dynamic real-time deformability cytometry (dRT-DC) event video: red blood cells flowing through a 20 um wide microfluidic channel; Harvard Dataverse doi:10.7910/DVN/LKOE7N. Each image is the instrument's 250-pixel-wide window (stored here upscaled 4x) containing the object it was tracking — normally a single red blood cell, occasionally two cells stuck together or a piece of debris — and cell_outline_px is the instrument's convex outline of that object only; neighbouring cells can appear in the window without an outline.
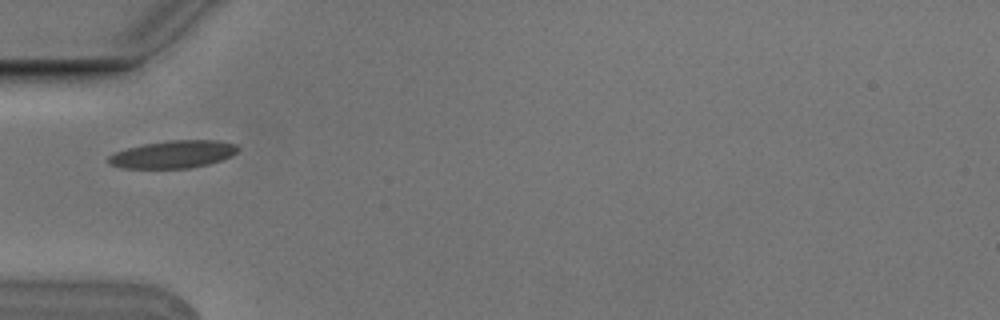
{"species": "Egyptian fruit bat (a non-hibernating species)", "species_latin": "Rousettus aegyptiacus", "temperature_condition": "cold", "stored_images_in_passage": 6, "camera_frame_rate_fps": 3000, "um_per_image_px": 0.085, "animal": {"sex": "male"}, "frame": {"image": 1, "passage_image": 3, "time_ms": 0.667, "image_size_px": [1000, 320], "cell_outline_px": [[240, 148], [232, 156], [208, 164], [192, 168], [124, 168], [108, 164], [108, 156], [116, 152], [128, 148], [144, 144], [172, 140], [220, 140], [236, 144]], "centroid_in_image_um": [14.75, 13.12], "position_along_channel_um": 70.3, "area_um2": 20.75}}
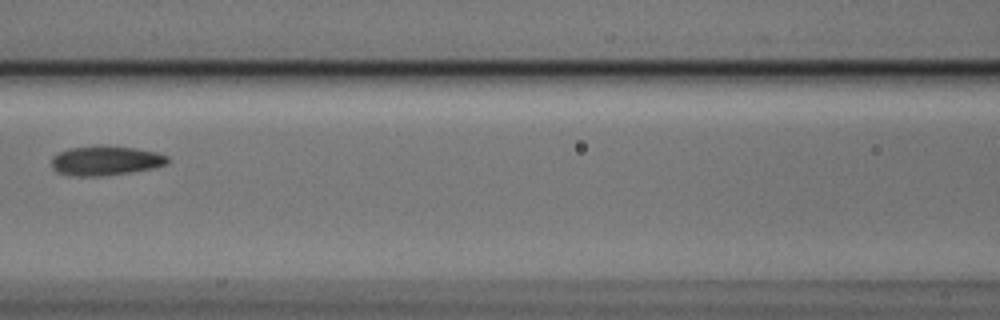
{"frame": {"image": 2, "passage_image": 5, "time_ms": 1.333, "image_size_px": [1000, 320], "cell_outline_px": [[168, 164], [152, 168], [132, 172], [104, 176], [72, 176], [56, 172], [52, 168], [52, 156], [68, 148], [96, 144], [136, 148], [156, 152], [168, 156]], "centroid_in_image_um": [8.95, 13.64], "position_along_channel_um": 157.6, "area_um2": 20.35}}
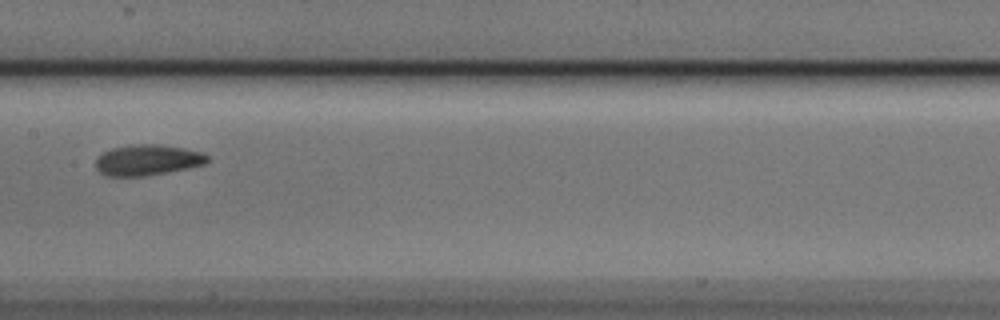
{"frame": {"image": 3, "passage_image": 6, "time_ms": 1.667, "image_size_px": [1000, 320], "cell_outline_px": [[208, 160], [204, 164], [188, 168], [144, 176], [108, 176], [100, 172], [96, 168], [96, 160], [104, 152], [112, 148], [132, 144], [160, 144], [184, 148], [200, 152], [208, 156]], "centroid_in_image_um": [12.53, 13.59], "position_along_channel_um": 194.9, "area_um2": 19.83}}